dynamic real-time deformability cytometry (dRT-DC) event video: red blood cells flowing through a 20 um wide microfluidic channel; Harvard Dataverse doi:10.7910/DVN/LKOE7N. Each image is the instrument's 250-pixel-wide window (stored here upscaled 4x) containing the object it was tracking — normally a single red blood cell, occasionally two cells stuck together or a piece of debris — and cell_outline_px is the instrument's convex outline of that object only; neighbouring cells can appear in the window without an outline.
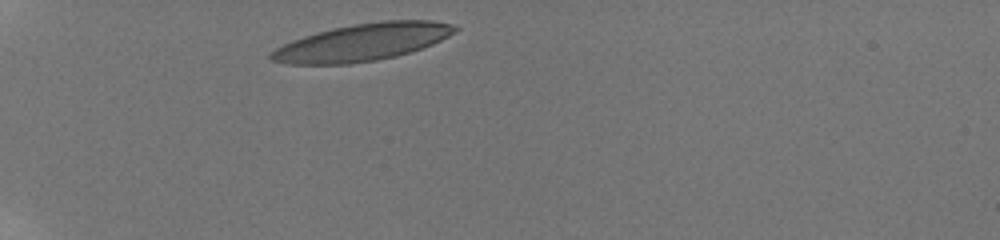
{"species": "human", "species_latin": "Homo sapiens", "temperature_condition": "room temperature", "stored_images_in_passage": 12, "camera_frame_rate_fps": 3000, "um_per_image_px": 0.085, "donor": {"sex": "male"}, "frame": {"image": 1, "passage_image": 1, "time_ms": 0.0, "image_size_px": [1000, 240], "cell_outline_px": [[460, 28], [456, 32], [432, 44], [396, 56], [376, 60], [348, 64], [284, 64], [268, 60], [268, 52], [292, 40], [316, 32], [332, 28], [356, 24], [384, 20], [432, 20], [452, 24]], "centroid_in_image_um": [30.76, 3.59], "position_along_channel_um": 54.2, "area_um2": 39.88}}
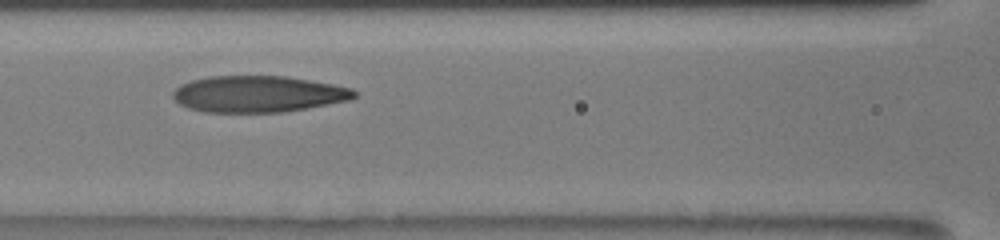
{"frame": {"image": 2, "passage_image": 7, "time_ms": 3.333, "image_size_px": [1000, 240], "cell_outline_px": [[356, 96], [348, 100], [304, 108], [280, 112], [204, 112], [188, 108], [180, 104], [172, 96], [172, 92], [180, 84], [192, 80], [208, 76], [284, 76], [332, 84], [352, 88], [356, 92]], "centroid_in_image_um": [21.89, 7.98], "position_along_channel_um": 144.7, "area_um2": 38.21}}
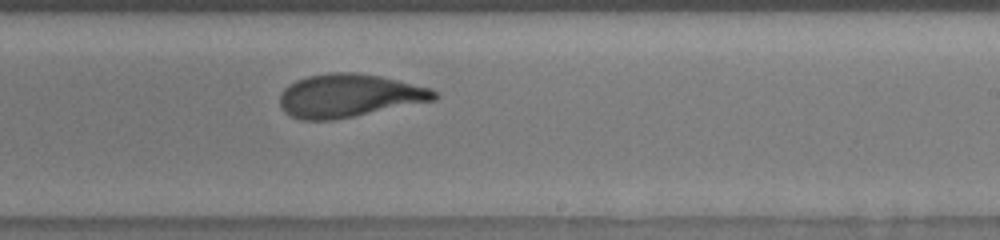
{"frame": {"image": 3, "passage_image": 12, "time_ms": 6.333, "image_size_px": [1000, 240], "cell_outline_px": [[440, 96], [436, 100], [332, 120], [300, 120], [284, 112], [280, 104], [280, 92], [288, 84], [296, 80], [308, 76], [328, 72], [356, 72], [380, 76], [432, 88]], "centroid_in_image_um": [29.66, 8.12], "position_along_channel_um": 259.3, "area_um2": 38.96}}